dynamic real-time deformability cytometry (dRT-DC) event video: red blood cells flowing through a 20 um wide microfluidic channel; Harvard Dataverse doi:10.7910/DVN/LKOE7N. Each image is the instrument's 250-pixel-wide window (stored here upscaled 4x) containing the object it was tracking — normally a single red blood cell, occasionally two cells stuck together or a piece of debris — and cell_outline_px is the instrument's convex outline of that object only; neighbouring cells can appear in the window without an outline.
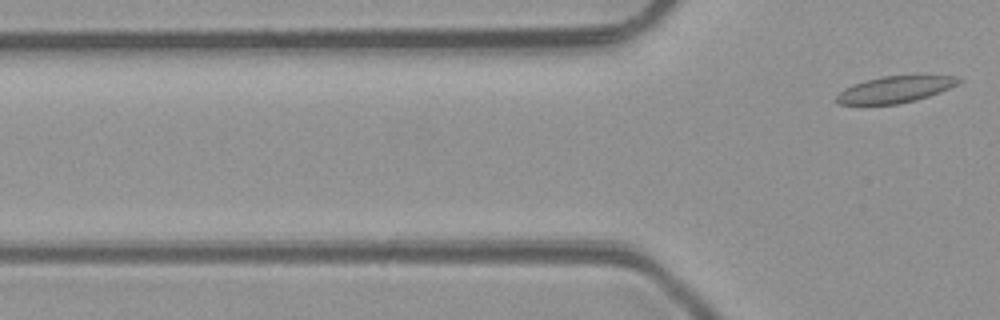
{"species": "common noctule bat (a hibernating species)", "species_latin": "Nyctalus noctula", "temperature_condition": "room temperature", "stored_images_in_passage": 5, "camera_frame_rate_fps": 3000, "um_per_image_px": 0.085, "animal": {"sex": "male", "body_mass_g": 23.1, "forearm_length_mm": 52.7}, "frame": {"image": 1, "passage_image": 5, "time_ms": 4.667, "image_size_px": [1000, 320], "cell_outline_px": [[964, 80], [940, 92], [916, 100], [896, 104], [840, 104], [836, 100], [836, 96], [844, 88], [852, 84], [864, 80], [884, 76], [956, 76]], "centroid_in_image_um": [76.05, 7.6], "position_along_channel_um": 49.7, "area_um2": 18.61}}